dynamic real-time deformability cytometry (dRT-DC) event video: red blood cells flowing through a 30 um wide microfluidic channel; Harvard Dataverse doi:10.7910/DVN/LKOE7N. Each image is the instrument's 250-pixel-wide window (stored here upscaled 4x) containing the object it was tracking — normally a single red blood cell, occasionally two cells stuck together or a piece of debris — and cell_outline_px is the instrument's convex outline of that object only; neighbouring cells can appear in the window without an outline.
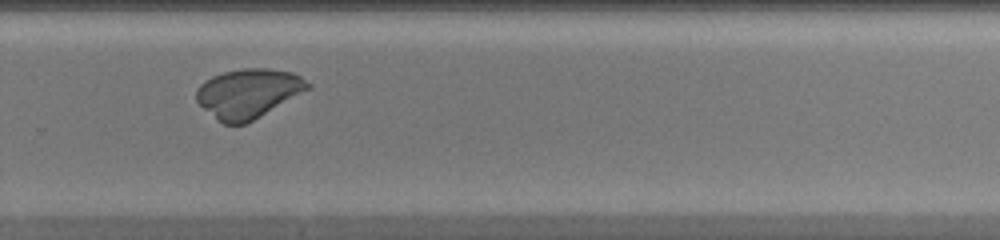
{"species": "common noctule bat (a hibernating species)", "species_latin": "Nyctalus noctula", "temperature_condition": "warm", "stored_images_in_passage": 28, "camera_frame_rate_fps": 3000, "um_per_image_px": 0.085, "animal": {"sex": "female", "body_mass_g": 20.0, "forearm_length_mm": 54.0}, "frame": {"image": 1, "passage_image": 21, "time_ms": 6.667, "image_size_px": [1000, 240], "cell_outline_px": [[312, 88], [252, 120], [244, 124], [224, 124], [216, 120], [196, 100], [196, 92], [200, 84], [204, 80], [212, 76], [224, 72], [244, 68], [268, 68], [292, 72], [300, 76], [312, 84]], "centroid_in_image_um": [21.11, 7.92], "position_along_channel_um": 308.7, "area_um2": 31.91}}